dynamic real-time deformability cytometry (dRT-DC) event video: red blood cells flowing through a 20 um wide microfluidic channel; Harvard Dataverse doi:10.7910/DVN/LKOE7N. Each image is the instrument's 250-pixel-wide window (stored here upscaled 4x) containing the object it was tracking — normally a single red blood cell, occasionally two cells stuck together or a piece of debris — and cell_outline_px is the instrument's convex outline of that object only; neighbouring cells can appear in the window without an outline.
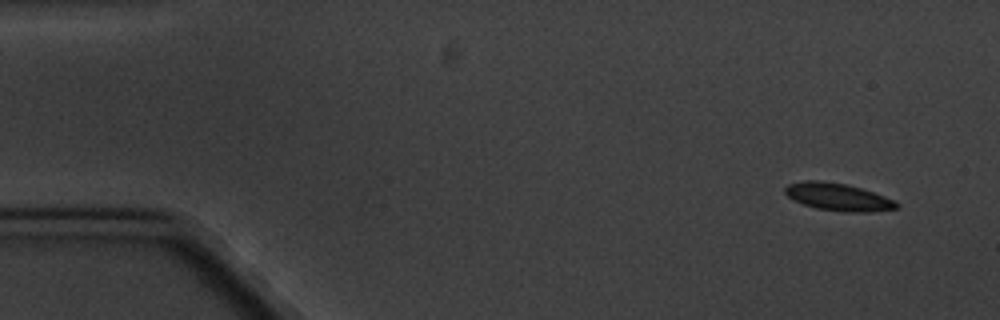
{"species": "common noctule bat (a hibernating species)", "species_latin": "Nyctalus noctula", "temperature_condition": "cold", "stored_images_in_passage": 5, "camera_frame_rate_fps": 3000, "um_per_image_px": 0.085, "animal": {"sex": "male", "body_mass_g": 20.1, "forearm_length_mm": 53.5}, "frame": {"image": 1, "passage_image": 1, "time_ms": 0.0, "image_size_px": [1000, 320], "cell_outline_px": [[900, 208], [872, 212], [844, 212], [816, 208], [804, 204], [788, 196], [784, 192], [784, 188], [788, 184], [804, 180], [820, 180], [844, 184], [860, 188], [896, 200], [900, 204]], "centroid_in_image_um": [71.27, 16.75], "position_along_channel_um": 13.7, "area_um2": 17.86}}